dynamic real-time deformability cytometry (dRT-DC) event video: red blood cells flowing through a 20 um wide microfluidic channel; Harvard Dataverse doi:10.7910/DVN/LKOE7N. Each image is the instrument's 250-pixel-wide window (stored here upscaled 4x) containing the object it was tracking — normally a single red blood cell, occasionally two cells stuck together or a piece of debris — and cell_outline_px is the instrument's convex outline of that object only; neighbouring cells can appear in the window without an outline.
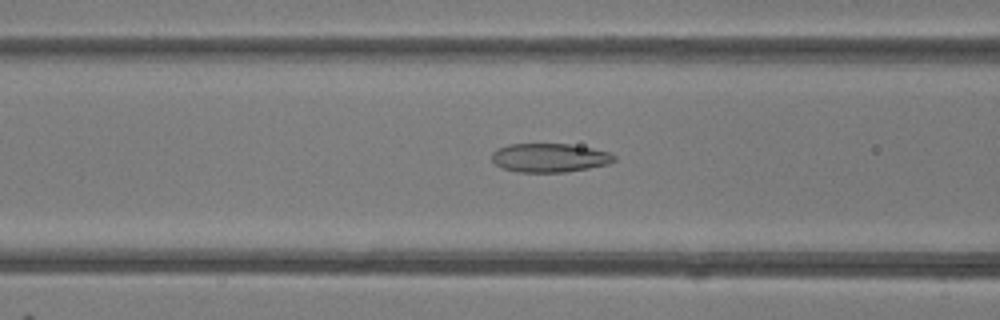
{"species": "common noctule bat (a hibernating species)", "species_latin": "Nyctalus noctula", "temperature_condition": "room temperature", "stored_images_in_passage": 36, "camera_frame_rate_fps": 3000, "um_per_image_px": 0.085, "animal": {"sex": "female"}, "frame": {"image": 1, "passage_image": 16, "time_ms": 5.0, "image_size_px": [1000, 320], "cell_outline_px": [[616, 160], [608, 164], [588, 168], [564, 172], [516, 172], [500, 168], [492, 160], [492, 152], [508, 144], [568, 144], [592, 148], [608, 152], [616, 156]], "centroid_in_image_um": [46.7, 13.41], "position_along_channel_um": 119.9, "area_um2": 20.52}}
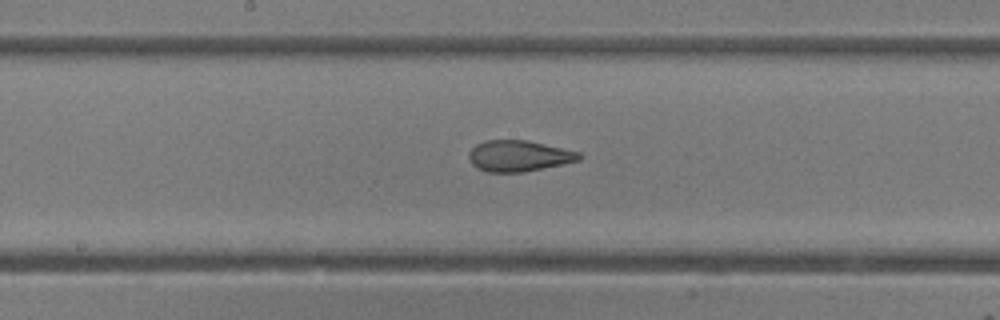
{"frame": {"image": 2, "passage_image": 22, "time_ms": 7.0, "image_size_px": [1000, 320], "cell_outline_px": [[584, 156], [580, 160], [524, 172], [488, 172], [476, 168], [472, 164], [468, 156], [468, 152], [476, 144], [484, 140], [528, 140], [580, 152]], "centroid_in_image_um": [44.09, 13.25], "position_along_channel_um": 204.1, "area_um2": 20.06}}
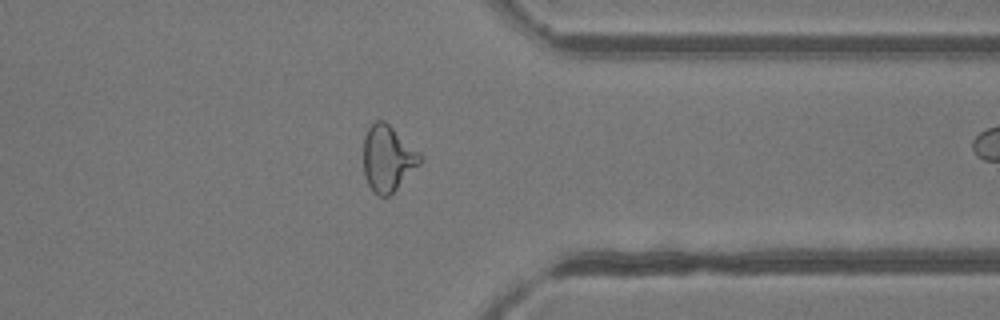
{"frame": {"image": 3, "passage_image": 35, "time_ms": 11.333, "image_size_px": [1000, 320], "cell_outline_px": [[424, 160], [388, 196], [376, 196], [372, 192], [364, 176], [364, 136], [368, 128], [376, 120], [384, 120], [420, 152]], "centroid_in_image_um": [32.96, 13.46], "position_along_channel_um": 378.4, "area_um2": 21.73}}